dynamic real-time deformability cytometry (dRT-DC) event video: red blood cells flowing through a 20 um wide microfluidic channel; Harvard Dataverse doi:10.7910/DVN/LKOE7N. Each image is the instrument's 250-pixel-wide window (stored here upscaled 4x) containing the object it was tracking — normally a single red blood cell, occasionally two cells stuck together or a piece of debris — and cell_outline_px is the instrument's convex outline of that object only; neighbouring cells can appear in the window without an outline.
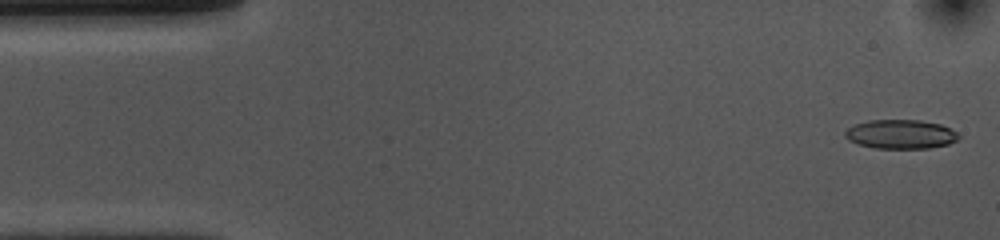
{"species": "common noctule bat (a hibernating species)", "species_latin": "Nyctalus noctula", "temperature_condition": "cold", "stored_images_in_passage": 52, "camera_frame_rate_fps": 3000, "um_per_image_px": 0.085, "animal": {"sex": "female", "body_mass_g": 10.0, "forearm_length_mm": 53.1}, "frame": {"image": 1, "passage_image": 1, "time_ms": 0.0, "image_size_px": [1000, 240], "cell_outline_px": [[960, 136], [956, 140], [948, 144], [928, 148], [876, 148], [856, 144], [848, 140], [844, 136], [844, 132], [848, 128], [856, 124], [868, 120], [920, 120], [940, 124], [956, 132]], "centroid_in_image_um": [76.52, 11.41], "position_along_channel_um": 8.5, "area_um2": 19.19}}
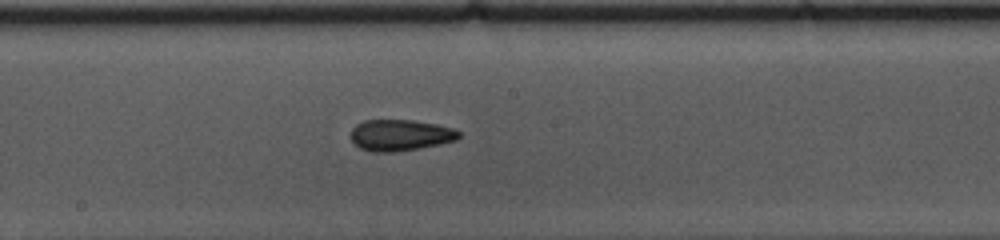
{"frame": {"image": 2, "passage_image": 26, "time_ms": 8.333, "image_size_px": [1000, 240], "cell_outline_px": [[460, 136], [456, 140], [440, 144], [396, 152], [372, 152], [360, 148], [352, 140], [352, 128], [356, 124], [364, 120], [412, 120], [436, 124], [456, 128], [460, 132]], "centroid_in_image_um": [34.04, 11.48], "position_along_channel_um": 214.2, "area_um2": 19.71}}
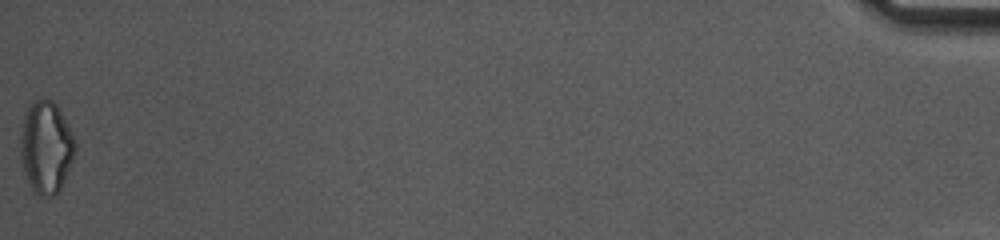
{"frame": {"image": 3, "passage_image": 52, "time_ms": 17.0, "image_size_px": [1000, 240], "cell_outline_px": [[76, 148], [72, 160], [64, 180], [60, 188], [52, 196], [40, 196], [32, 188], [28, 180], [20, 156], [20, 136], [24, 112], [28, 104], [44, 96], [52, 100], [56, 104], [76, 140]], "centroid_in_image_um": [3.9, 12.44], "position_along_channel_um": 431.3, "area_um2": 29.3}, "authors_computed_cell_mechanics": {"area_um2": 19.5653, "velocity_mm_per_s": 3.7268, "shape_relaxation_time_tau1_ms": 4.0068, "shape_relaxation_time_tau2_ms": 3.4336, "deformation_change_tau1": 0.1283, "deformation_change_tau2": 0.1162}}